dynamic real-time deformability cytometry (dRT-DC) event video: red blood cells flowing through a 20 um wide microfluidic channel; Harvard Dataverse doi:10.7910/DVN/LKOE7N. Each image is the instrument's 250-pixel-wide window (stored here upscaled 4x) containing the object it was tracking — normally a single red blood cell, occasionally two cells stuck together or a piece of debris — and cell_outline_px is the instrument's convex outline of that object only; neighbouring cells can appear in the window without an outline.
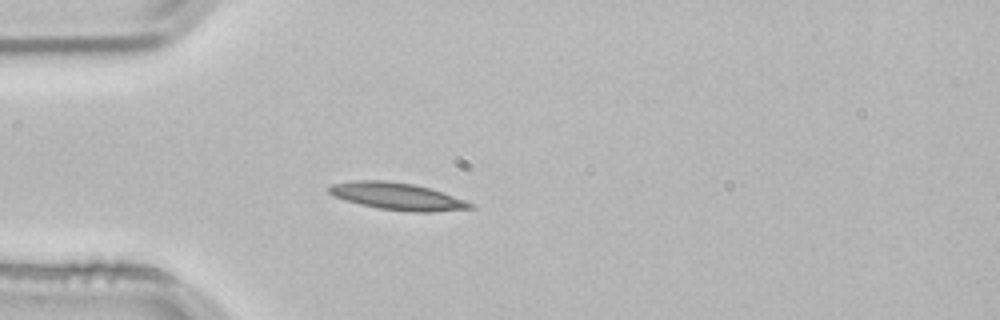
{"species": "common noctule bat (a hibernating species)", "species_latin": "Nyctalus noctula", "temperature_condition": "room temperature", "stored_images_in_passage": 39, "camera_frame_rate_fps": 3000, "um_per_image_px": 0.085, "animal": {"sex": "male", "body_mass_g": 21.5, "forearm_length_mm": 52.0}, "frame": {"image": 1, "passage_image": 1, "time_ms": 0.0, "image_size_px": [1000, 320], "cell_outline_px": [[476, 208], [432, 212], [412, 212], [380, 208], [360, 204], [344, 200], [328, 192], [328, 184], [356, 180], [388, 180], [412, 184], [432, 188], [476, 204]], "centroid_in_image_um": [33.8, 16.68], "position_along_channel_um": 51.2, "area_um2": 22.54}}
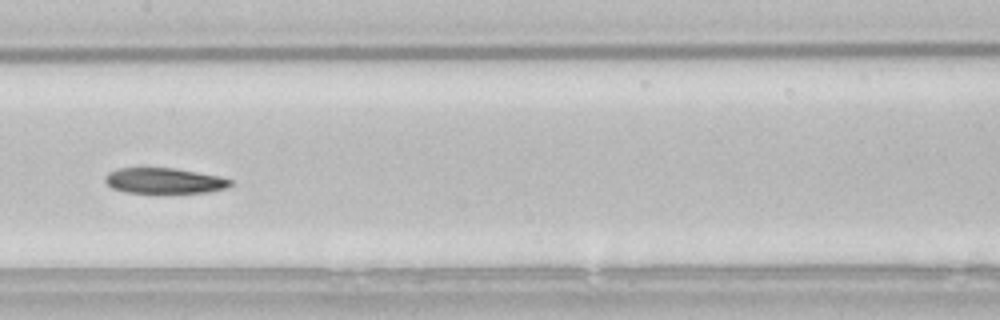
{"frame": {"image": 2, "passage_image": 13, "time_ms": 4.0, "image_size_px": [1000, 320], "cell_outline_px": [[232, 184], [224, 188], [208, 192], [124, 192], [112, 188], [104, 180], [104, 176], [108, 172], [116, 168], [172, 168], [220, 176], [232, 180]], "centroid_in_image_um": [13.92, 15.35], "position_along_channel_um": 193.5, "area_um2": 18.44}}
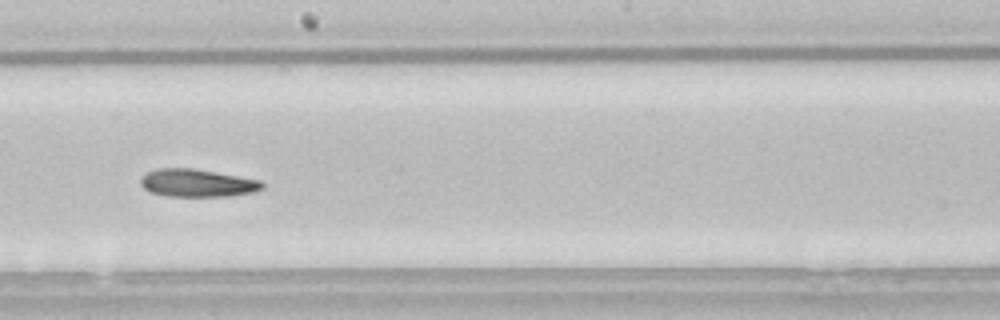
{"frame": {"image": 3, "passage_image": 16, "time_ms": 5.0, "image_size_px": [1000, 320], "cell_outline_px": [[264, 188], [252, 192], [228, 196], [168, 196], [152, 192], [144, 188], [140, 184], [140, 180], [148, 172], [156, 168], [192, 168], [264, 180]], "centroid_in_image_um": [16.81, 15.55], "position_along_channel_um": 231.4, "area_um2": 19.65}}